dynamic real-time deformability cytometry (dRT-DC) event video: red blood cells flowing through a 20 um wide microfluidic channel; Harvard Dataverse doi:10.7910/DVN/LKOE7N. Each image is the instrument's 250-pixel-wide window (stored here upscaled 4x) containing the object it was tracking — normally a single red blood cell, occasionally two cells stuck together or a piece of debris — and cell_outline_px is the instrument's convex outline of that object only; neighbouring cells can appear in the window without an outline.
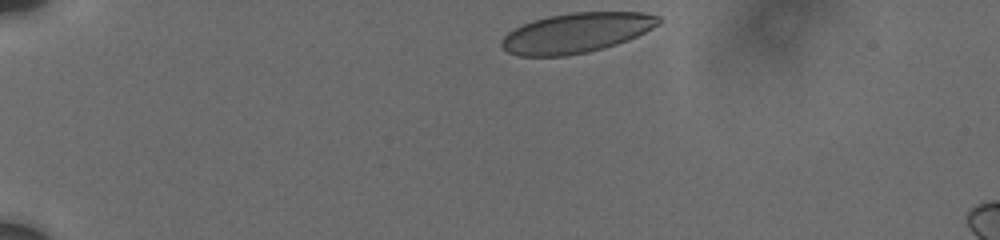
{"species": "human", "species_latin": "Homo sapiens", "temperature_condition": "cold", "stored_images_in_passage": 41, "camera_frame_rate_fps": 3000, "um_per_image_px": 0.085, "donor": {"sex": "male"}, "frame": {"image": 1, "passage_image": 1, "time_ms": 0.0, "image_size_px": [1000, 240], "cell_outline_px": [[660, 20], [652, 28], [628, 40], [604, 48], [588, 52], [568, 56], [520, 56], [508, 52], [500, 44], [500, 40], [508, 32], [532, 20], [548, 16], [572, 12], [644, 12], [660, 16]], "centroid_in_image_um": [48.97, 2.79], "position_along_channel_um": 36.0, "area_um2": 36.41}}
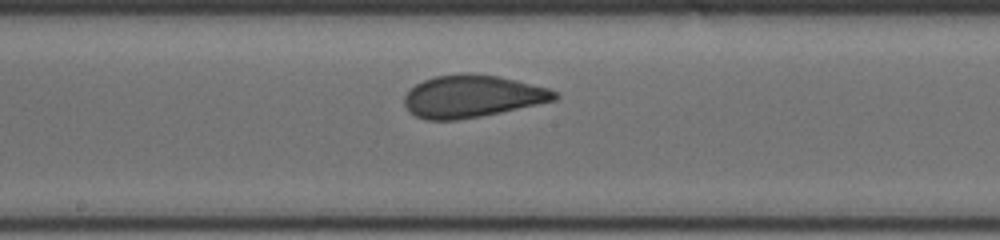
{"frame": {"image": 2, "passage_image": 24, "time_ms": 6.667, "image_size_px": [1000, 240], "cell_outline_px": [[560, 96], [556, 100], [500, 112], [480, 116], [456, 120], [428, 120], [416, 116], [404, 104], [404, 96], [408, 88], [424, 80], [436, 76], [464, 72], [496, 76], [516, 80], [548, 88], [556, 92]], "centroid_in_image_um": [40.11, 8.17], "position_along_channel_um": 208.1, "area_um2": 36.88}}
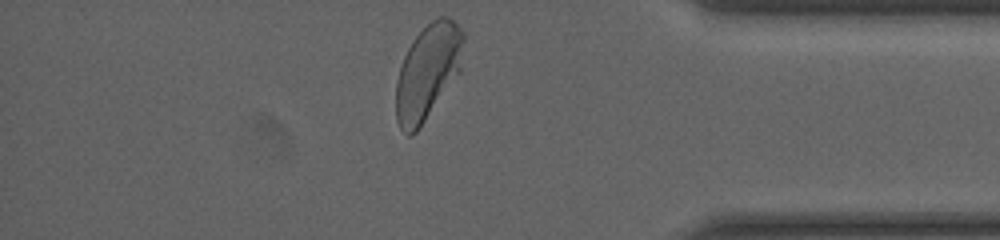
{"frame": {"image": 3, "passage_image": 41, "time_ms": 12.333, "image_size_px": [1000, 240], "cell_outline_px": [[464, 40], [460, 72], [420, 128], [412, 136], [408, 136], [400, 128], [396, 120], [396, 80], [404, 56], [412, 40], [432, 20], [440, 16], [444, 16], [452, 20], [464, 32]], "centroid_in_image_um": [36.35, 6.14], "position_along_channel_um": 398.8, "area_um2": 37.45}, "authors_computed_cell_mechanics": {"area_um2": 36.8186, "velocity_mm_per_s": 3.6916, "shape_relaxation_time_tau1_ms": 5.1204, "shape_relaxation_time_tau2_ms": null, "deformation_change_tau1": 0.1244, "deformation_change_tau2": null}}